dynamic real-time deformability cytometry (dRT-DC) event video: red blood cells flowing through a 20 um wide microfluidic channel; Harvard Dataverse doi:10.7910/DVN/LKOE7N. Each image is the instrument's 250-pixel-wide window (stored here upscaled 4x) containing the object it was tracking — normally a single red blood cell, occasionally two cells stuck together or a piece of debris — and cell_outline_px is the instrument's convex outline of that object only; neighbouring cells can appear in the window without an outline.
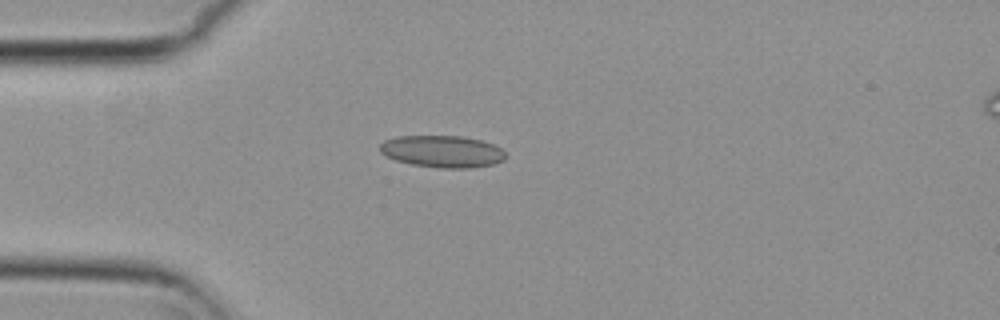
{"species": "common noctule bat (a hibernating species)", "species_latin": "Nyctalus noctula", "temperature_condition": "cold", "stored_images_in_passage": 8, "camera_frame_rate_fps": 3000, "um_per_image_px": 0.085, "animal": {"sex": "female", "body_mass_g": 29.2, "forearm_length_mm": 56.3}, "frame": {"image": 1, "passage_image": 1, "time_ms": 0.0, "image_size_px": [1000, 320], "cell_outline_px": [[508, 156], [504, 160], [492, 164], [472, 168], [436, 168], [412, 164], [396, 160], [380, 152], [380, 144], [384, 140], [396, 136], [460, 136], [484, 140], [500, 148]], "centroid_in_image_um": [37.61, 12.87], "position_along_channel_um": 47.4, "area_um2": 23.52}}
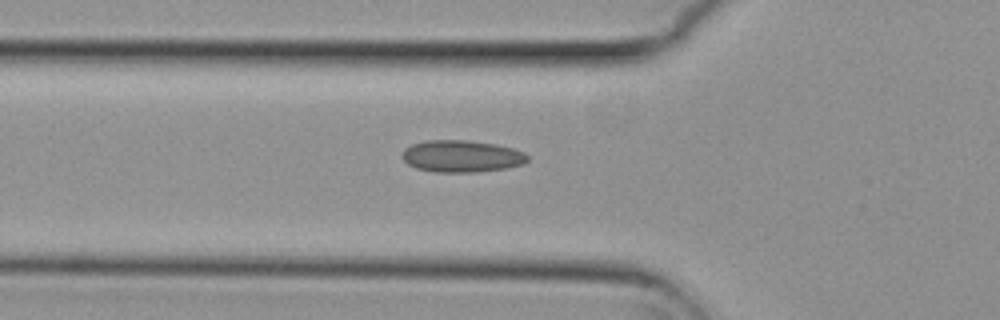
{"frame": {"image": 2, "passage_image": 5, "time_ms": 1.333, "image_size_px": [1000, 320], "cell_outline_px": [[528, 160], [524, 164], [504, 168], [476, 172], [436, 172], [416, 168], [408, 164], [400, 156], [404, 148], [412, 144], [424, 140], [468, 140], [496, 144], [512, 148], [524, 152], [528, 156]], "centroid_in_image_um": [39.21, 13.27], "position_along_channel_um": 86.6, "area_um2": 23.47}}